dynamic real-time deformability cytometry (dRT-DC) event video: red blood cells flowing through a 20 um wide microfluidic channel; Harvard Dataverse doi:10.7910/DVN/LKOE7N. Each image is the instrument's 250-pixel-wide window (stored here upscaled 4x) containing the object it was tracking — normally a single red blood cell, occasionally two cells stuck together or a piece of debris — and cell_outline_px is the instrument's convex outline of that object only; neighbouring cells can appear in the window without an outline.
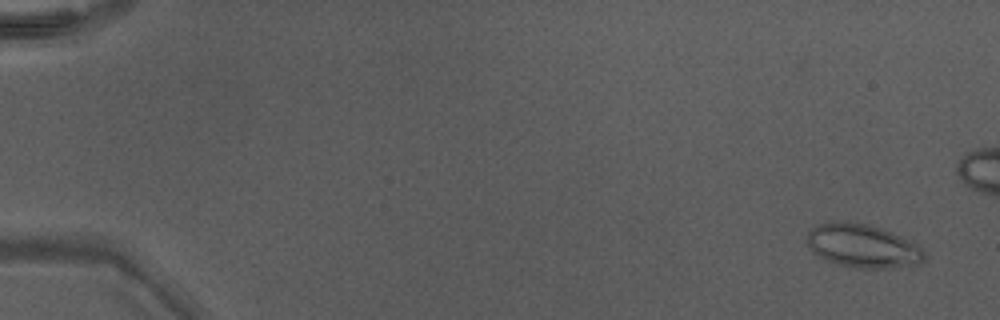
{"species": "Egyptian fruit bat (a non-hibernating species)", "species_latin": "Rousettus aegyptiacus", "temperature_condition": "warm", "stored_images_in_passage": 50, "camera_frame_rate_fps": 3000, "um_per_image_px": 0.085, "animal": {"sex": "male"}, "frame": {"image": 1, "passage_image": 3, "time_ms": 0.667, "image_size_px": [1000, 320], "cell_outline_px": [[924, 260], [920, 264], [892, 268], [852, 268], [824, 260], [812, 252], [808, 248], [808, 232], [816, 224], [828, 220], [852, 220], [868, 224], [892, 232], [916, 244], [924, 252]], "centroid_in_image_um": [73.27, 20.88], "position_along_channel_um": 11.7, "area_um2": 30.29}}
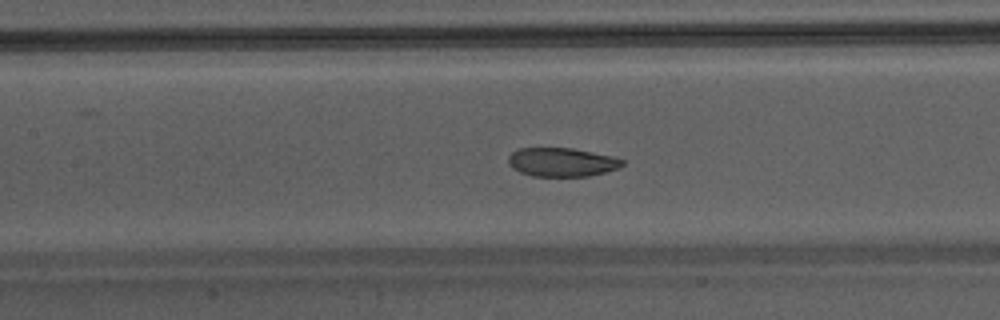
{"frame": {"image": 2, "passage_image": 25, "time_ms": 8.0, "image_size_px": [1000, 320], "cell_outline_px": [[624, 164], [620, 168], [588, 176], [532, 176], [520, 172], [512, 168], [508, 164], [508, 156], [512, 152], [520, 148], [572, 148], [616, 156], [624, 160]], "centroid_in_image_um": [47.78, 13.78], "position_along_channel_um": 159.6, "area_um2": 19.31}}
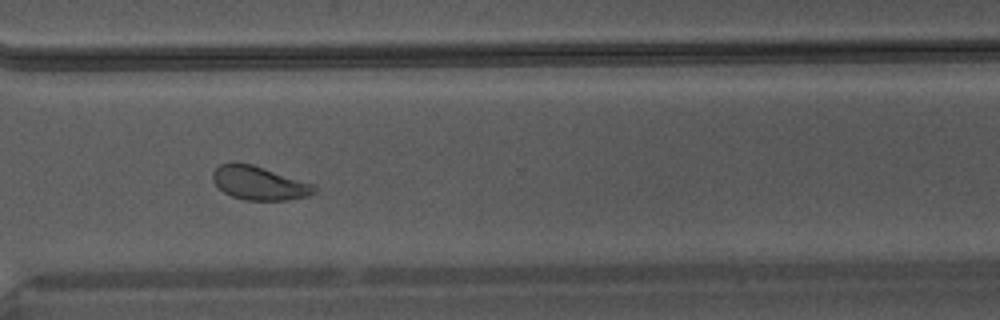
{"frame": {"image": 3, "passage_image": 38, "time_ms": 12.333, "image_size_px": [1000, 320], "cell_outline_px": [[316, 192], [308, 196], [288, 200], [244, 200], [232, 196], [224, 192], [212, 180], [212, 172], [220, 164], [252, 164], [316, 184]], "centroid_in_image_um": [22.08, 15.58], "position_along_channel_um": 348.5, "area_um2": 19.83}}